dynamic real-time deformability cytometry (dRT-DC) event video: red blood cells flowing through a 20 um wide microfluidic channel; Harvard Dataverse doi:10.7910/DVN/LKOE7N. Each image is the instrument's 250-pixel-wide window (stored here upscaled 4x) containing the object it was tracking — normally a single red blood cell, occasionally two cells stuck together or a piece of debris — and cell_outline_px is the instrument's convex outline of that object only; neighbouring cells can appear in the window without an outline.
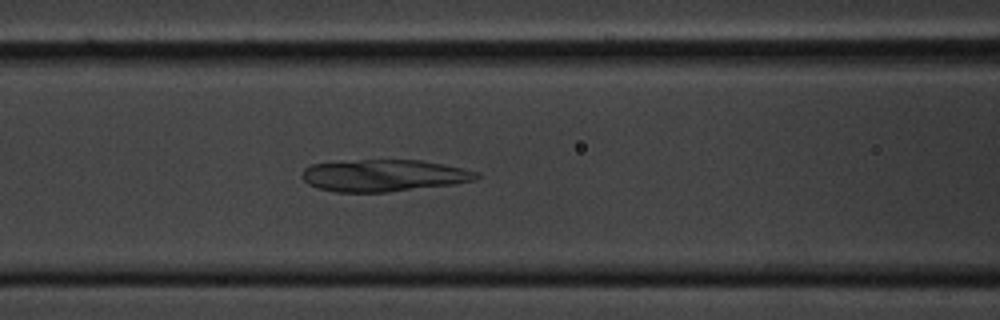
{"species": "common noctule bat (a hibernating species)", "species_latin": "Nyctalus noctula", "temperature_condition": "cold", "stored_images_in_passage": 53, "camera_frame_rate_fps": 3000, "um_per_image_px": 0.085, "animal": {"sex": "male", "body_mass_g": 20.1, "forearm_length_mm": 53.5}, "frame": {"image": 1, "passage_image": 21, "time_ms": 6.667, "image_size_px": [1000, 320], "cell_outline_px": [[480, 176], [476, 180], [452, 184], [388, 192], [336, 192], [316, 188], [308, 184], [300, 176], [304, 168], [312, 164], [360, 160], [420, 160], [444, 164], [480, 172]], "centroid_in_image_um": [32.62, 14.92], "position_along_channel_um": 134.0, "area_um2": 32.48}}
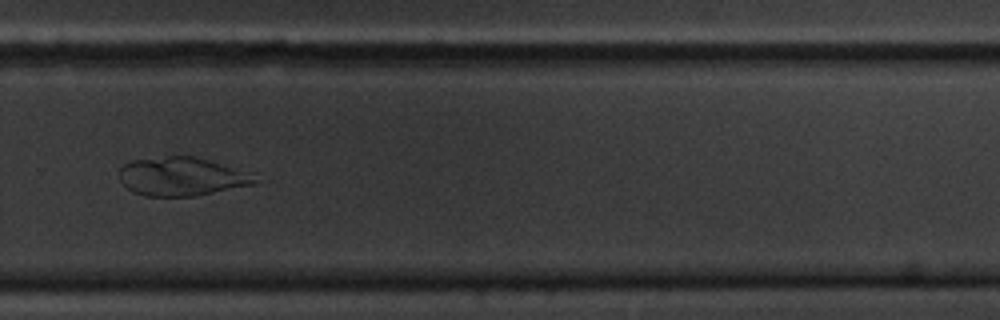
{"frame": {"image": 2, "passage_image": 36, "time_ms": 11.667, "image_size_px": [1000, 320], "cell_outline_px": [[260, 184], [196, 196], [144, 196], [132, 192], [120, 180], [120, 168], [124, 164], [132, 160], [168, 156], [192, 156], [208, 160], [252, 172]], "centroid_in_image_um": [15.51, 15.02], "position_along_channel_um": 314.3, "area_um2": 30.81}}